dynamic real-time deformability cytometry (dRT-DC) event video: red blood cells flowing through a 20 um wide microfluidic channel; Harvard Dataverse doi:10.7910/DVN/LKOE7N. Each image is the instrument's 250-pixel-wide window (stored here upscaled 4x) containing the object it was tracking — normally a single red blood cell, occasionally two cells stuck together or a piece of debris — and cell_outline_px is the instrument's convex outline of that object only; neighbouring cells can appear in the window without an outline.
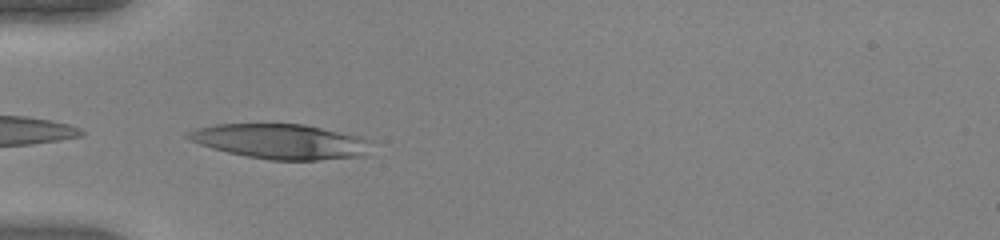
{"species": "human", "species_latin": "Homo sapiens", "temperature_condition": "warm", "stored_images_in_passage": 34, "camera_frame_rate_fps": 3000, "um_per_image_px": 0.085, "donor": {"sex": "female"}, "frame": {"image": 1, "passage_image": 1, "time_ms": 0.0, "image_size_px": [1000, 240], "cell_outline_px": [[372, 140], [364, 156], [320, 160], [272, 160], [248, 156], [228, 152], [212, 148], [188, 140], [184, 136], [184, 132], [196, 128], [216, 124], [304, 124], [360, 136]], "centroid_in_image_um": [23.83, 12.02], "position_along_channel_um": 61.2, "area_um2": 37.34}}
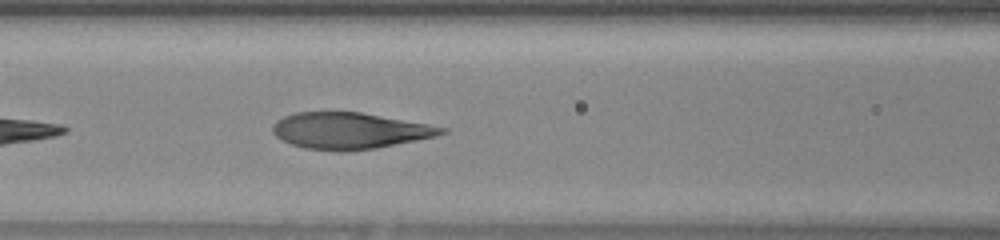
{"frame": {"image": 2, "passage_image": 7, "time_ms": 2.0, "image_size_px": [1000, 240], "cell_outline_px": [[448, 132], [436, 136], [376, 148], [344, 152], [304, 148], [292, 144], [276, 136], [272, 132], [272, 124], [276, 120], [284, 116], [296, 112], [360, 112], [428, 124], [448, 128]], "centroid_in_image_um": [29.71, 11.11], "position_along_channel_um": 136.9, "area_um2": 35.72}}
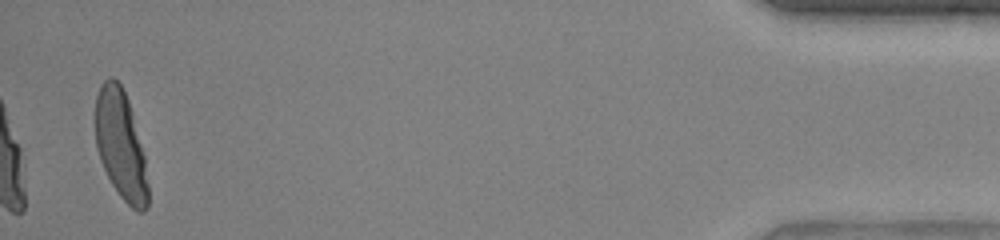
{"frame": {"image": 3, "passage_image": 34, "time_ms": 11.0, "image_size_px": [1000, 240], "cell_outline_px": [[148, 208], [144, 212], [136, 212], [120, 196], [112, 184], [100, 160], [96, 148], [92, 120], [96, 96], [100, 84], [108, 76], [112, 76], [120, 84], [128, 100], [132, 112], [144, 156], [148, 184]], "centroid_in_image_um": [10.21, 12.29], "position_along_channel_um": 425.0, "area_um2": 34.04}}